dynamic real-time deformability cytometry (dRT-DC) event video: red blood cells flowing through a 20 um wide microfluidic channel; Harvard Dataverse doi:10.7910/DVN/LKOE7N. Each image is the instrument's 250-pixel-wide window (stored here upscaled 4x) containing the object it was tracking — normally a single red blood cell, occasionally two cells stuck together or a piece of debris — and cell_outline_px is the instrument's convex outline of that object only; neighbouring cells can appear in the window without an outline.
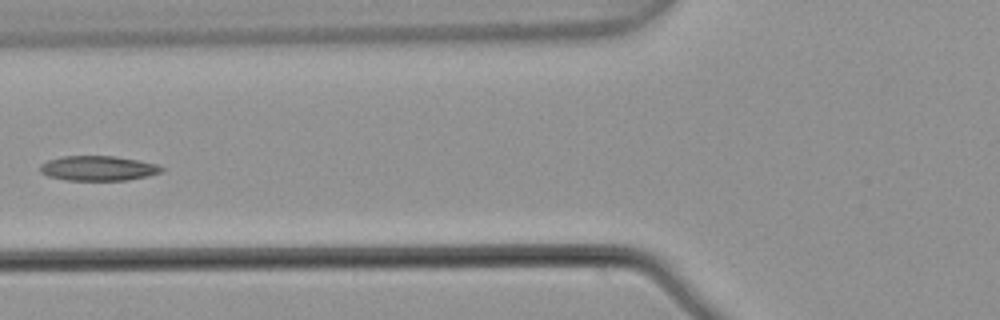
{"species": "common noctule bat (a hibernating species)", "species_latin": "Nyctalus noctula", "temperature_condition": "warm", "stored_images_in_passage": 6, "camera_frame_rate_fps": 3000, "um_per_image_px": 0.085, "animal": {"sex": "male", "body_mass_g": 21.5, "forearm_length_mm": 52.0}, "frame": {"image": 1, "passage_image": 5, "time_ms": 1.333, "image_size_px": [1000, 320], "cell_outline_px": [[164, 168], [160, 172], [148, 176], [128, 180], [68, 180], [48, 176], [40, 172], [40, 164], [48, 160], [64, 156], [116, 156], [156, 164]], "centroid_in_image_um": [8.32, 14.3], "position_along_channel_um": 117.5, "area_um2": 17.46}}
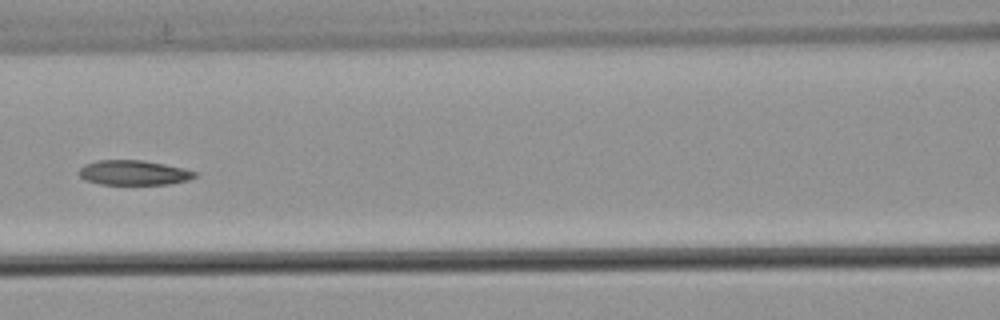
{"frame": {"image": 2, "passage_image": 6, "time_ms": 1.667, "image_size_px": [1000, 320], "cell_outline_px": [[196, 176], [188, 180], [172, 184], [100, 184], [84, 180], [80, 176], [80, 168], [84, 164], [96, 160], [140, 160], [164, 164], [196, 172]], "centroid_in_image_um": [11.33, 14.68], "position_along_channel_um": 155.3, "area_um2": 16.59}}